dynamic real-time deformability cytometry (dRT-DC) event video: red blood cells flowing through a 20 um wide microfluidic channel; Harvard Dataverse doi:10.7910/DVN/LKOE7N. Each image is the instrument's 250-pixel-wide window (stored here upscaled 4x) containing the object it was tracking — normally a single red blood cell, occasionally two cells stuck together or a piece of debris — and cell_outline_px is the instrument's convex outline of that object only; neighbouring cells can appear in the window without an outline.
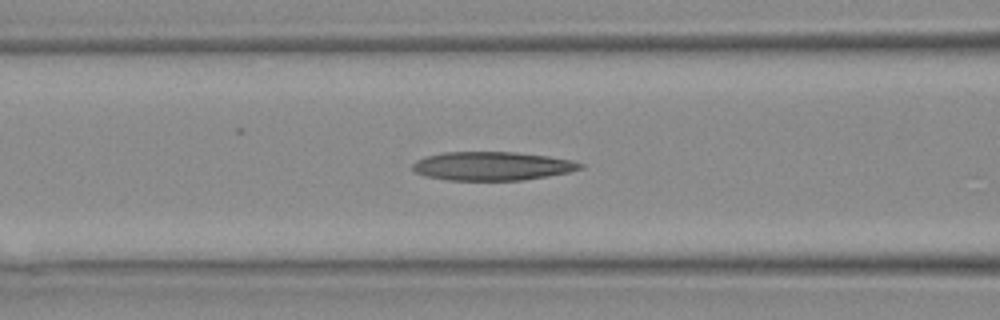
{"species": "Egyptian fruit bat (a non-hibernating species)", "species_latin": "Rousettus aegyptiacus", "temperature_condition": "warm", "stored_images_in_passage": 11, "camera_frame_rate_fps": 3000, "um_per_image_px": 0.085, "animal": {"sex": "female"}, "frame": {"image": 1, "passage_image": 6, "time_ms": 1.667, "image_size_px": [1000, 320], "cell_outline_px": [[584, 168], [568, 172], [524, 180], [448, 180], [428, 176], [416, 172], [412, 168], [412, 164], [416, 160], [424, 156], [444, 152], [516, 152], [548, 156], [576, 160], [584, 164]], "centroid_in_image_um": [41.87, 14.1], "position_along_channel_um": 124.7, "area_um2": 28.09}}
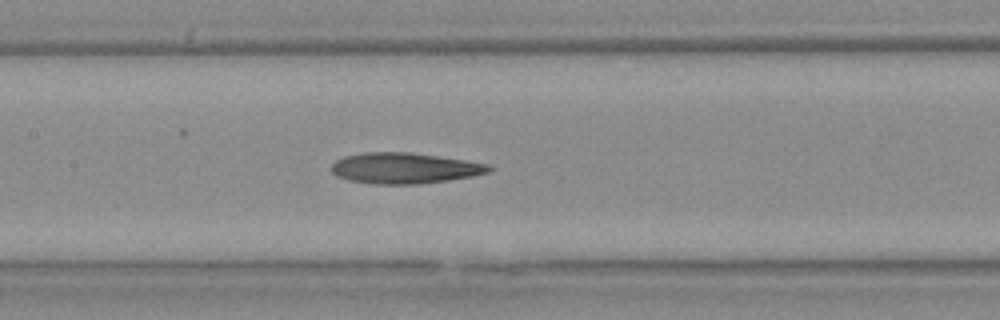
{"frame": {"image": 2, "passage_image": 8, "time_ms": 2.333, "image_size_px": [1000, 320], "cell_outline_px": [[492, 168], [488, 172], [472, 176], [448, 180], [420, 184], [376, 184], [348, 180], [336, 176], [332, 172], [332, 164], [336, 160], [344, 156], [364, 152], [412, 152], [464, 160], [488, 164]], "centroid_in_image_um": [34.35, 14.29], "position_along_channel_um": 173.0, "area_um2": 28.21}}